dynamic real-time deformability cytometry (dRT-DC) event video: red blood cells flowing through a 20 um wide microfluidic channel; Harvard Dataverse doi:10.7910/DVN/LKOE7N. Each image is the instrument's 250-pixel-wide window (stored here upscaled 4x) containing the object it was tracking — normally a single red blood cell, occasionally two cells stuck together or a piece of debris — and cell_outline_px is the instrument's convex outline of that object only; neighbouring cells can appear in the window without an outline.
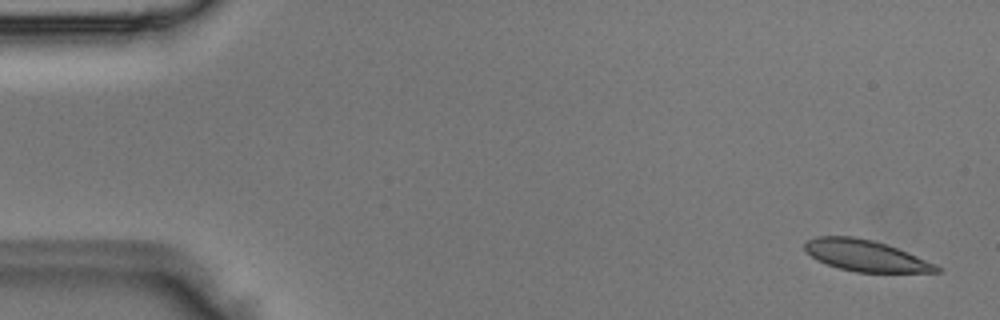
{"species": "Egyptian fruit bat (a non-hibernating species)", "species_latin": "Rousettus aegyptiacus", "temperature_condition": "room temperature", "stored_images_in_passage": 4, "camera_frame_rate_fps": 3000, "um_per_image_px": 0.085, "animal": {"sex": "male"}, "frame": {"image": 1, "passage_image": 1, "time_ms": 0.0, "image_size_px": [1000, 320], "cell_outline_px": [[940, 272], [856, 272], [840, 268], [816, 260], [804, 248], [804, 244], [808, 240], [816, 236], [856, 236], [872, 240], [908, 252], [936, 264], [940, 268]], "centroid_in_image_um": [73.57, 21.72], "position_along_channel_um": 11.4, "area_um2": 23.76}}
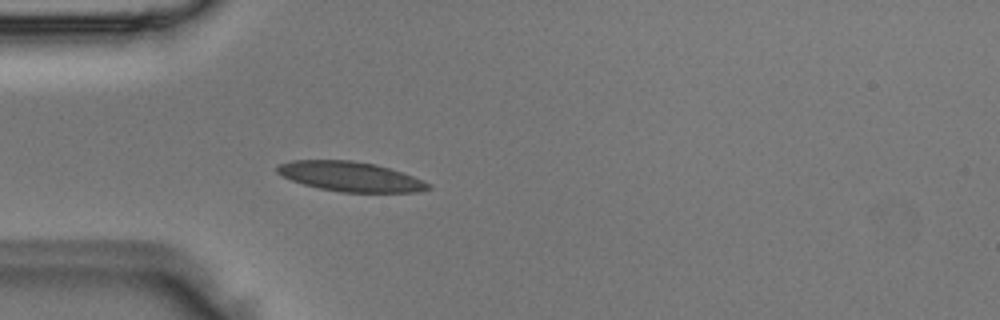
{"frame": {"image": 2, "passage_image": 4, "time_ms": 1.0, "image_size_px": [1000, 320], "cell_outline_px": [[432, 188], [420, 192], [340, 192], [320, 188], [304, 184], [292, 180], [276, 172], [276, 168], [280, 164], [292, 160], [352, 160], [372, 164], [388, 168], [412, 176], [428, 184]], "centroid_in_image_um": [29.75, 15.01], "position_along_channel_um": 55.2, "area_um2": 25.72}}